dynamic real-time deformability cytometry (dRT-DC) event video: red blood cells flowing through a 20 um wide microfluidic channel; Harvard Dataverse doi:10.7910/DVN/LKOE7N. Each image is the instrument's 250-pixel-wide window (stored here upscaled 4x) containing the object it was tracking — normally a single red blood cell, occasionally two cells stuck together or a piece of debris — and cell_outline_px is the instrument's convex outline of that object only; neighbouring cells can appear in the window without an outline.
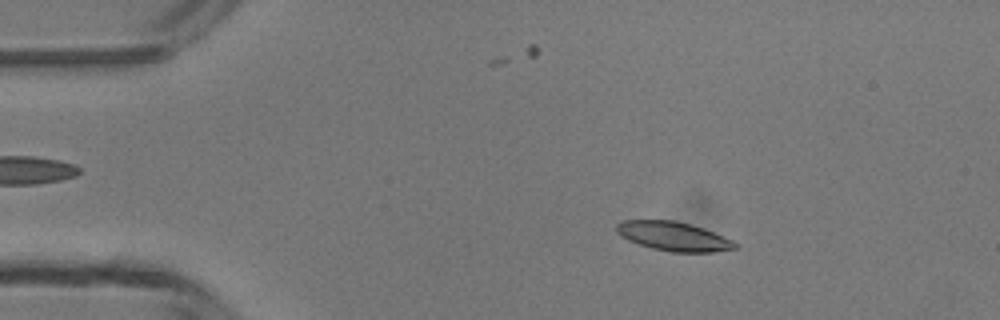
{"species": "common noctule bat (a hibernating species)", "species_latin": "Nyctalus noctula", "temperature_condition": "room temperature", "stored_images_in_passage": 6, "camera_frame_rate_fps": 3000, "um_per_image_px": 0.085, "animal": {"sex": "male", "body_mass_g": 13.3}, "frame": {"image": 1, "passage_image": 2, "time_ms": 1.333, "image_size_px": [1000, 320], "cell_outline_px": [[736, 248], [712, 252], [672, 252], [652, 248], [628, 240], [620, 236], [616, 232], [616, 224], [624, 220], [672, 220], [692, 224], [704, 228], [732, 240], [736, 244]], "centroid_in_image_um": [57.22, 20.08], "position_along_channel_um": 27.8, "area_um2": 20.0}}
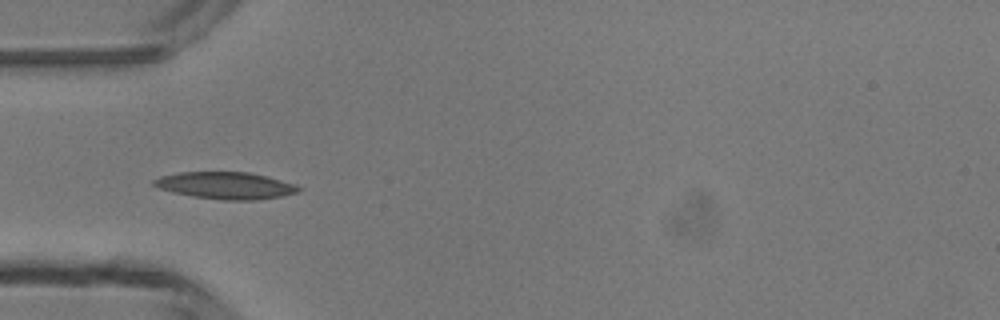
{"frame": {"image": 2, "passage_image": 4, "time_ms": 3.667, "image_size_px": [1000, 320], "cell_outline_px": [[304, 188], [296, 192], [280, 196], [256, 200], [220, 200], [192, 196], [172, 192], [160, 188], [152, 184], [152, 180], [160, 176], [180, 172], [248, 172], [268, 176], [296, 184]], "centroid_in_image_um": [19.19, 15.76], "position_along_channel_um": 65.8, "area_um2": 22.83}}
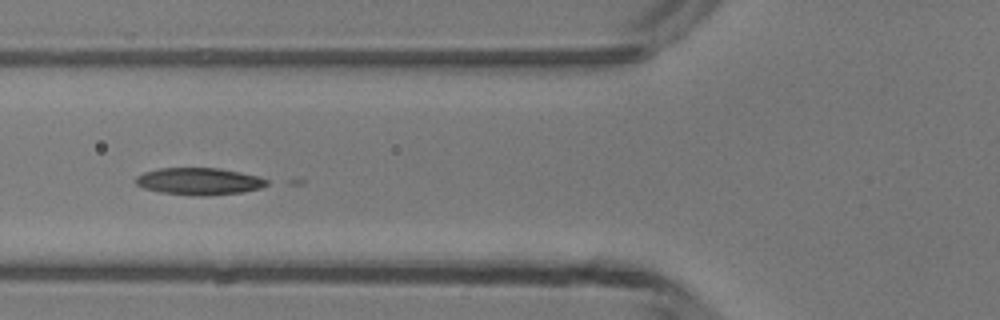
{"frame": {"image": 3, "passage_image": 5, "time_ms": 4.667, "image_size_px": [1000, 320], "cell_outline_px": [[268, 184], [260, 188], [244, 192], [208, 196], [196, 196], [160, 192], [144, 188], [136, 184], [132, 180], [136, 176], [144, 172], [156, 168], [220, 168], [260, 176], [268, 180]], "centroid_in_image_um": [16.91, 15.41], "position_along_channel_um": 108.9, "area_um2": 20.98}}